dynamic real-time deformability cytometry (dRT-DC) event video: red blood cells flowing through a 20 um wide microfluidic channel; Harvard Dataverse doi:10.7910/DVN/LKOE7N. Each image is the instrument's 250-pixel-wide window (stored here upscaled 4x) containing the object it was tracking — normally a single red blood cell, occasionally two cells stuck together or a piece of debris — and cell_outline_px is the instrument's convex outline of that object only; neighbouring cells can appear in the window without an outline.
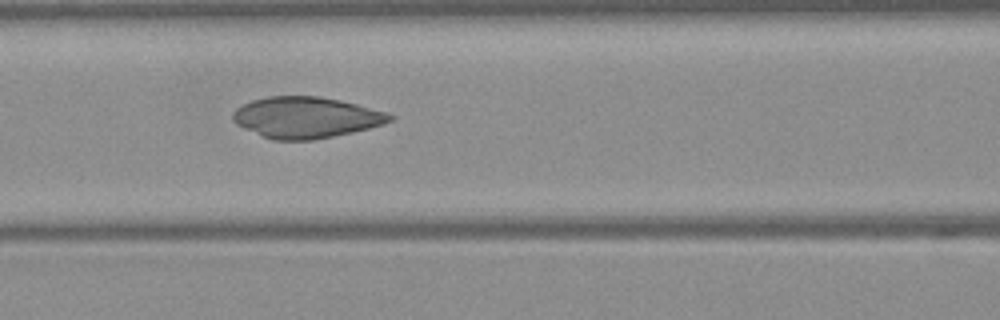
{"species": "Egyptian fruit bat (a non-hibernating species)", "species_latin": "Rousettus aegyptiacus", "temperature_condition": "warm", "stored_images_in_passage": 49, "camera_frame_rate_fps": 3000, "um_per_image_px": 0.085, "frame": {"image": 1, "passage_image": 21, "time_ms": 6.667, "image_size_px": [1000, 320], "cell_outline_px": [[396, 116], [392, 120], [384, 124], [352, 132], [312, 140], [272, 140], [260, 136], [236, 124], [232, 120], [232, 112], [236, 108], [252, 100], [268, 96], [320, 96], [340, 100], [388, 112]], "centroid_in_image_um": [26.0, 9.98], "position_along_channel_um": 140.6, "area_um2": 37.74}}
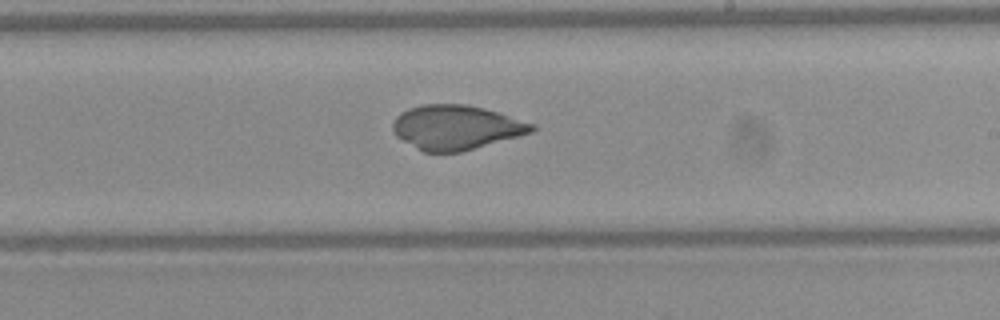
{"frame": {"image": 2, "passage_image": 29, "time_ms": 9.333, "image_size_px": [1000, 320], "cell_outline_px": [[536, 128], [532, 132], [460, 152], [424, 152], [416, 148], [396, 136], [392, 128], [392, 124], [396, 116], [400, 112], [408, 108], [424, 104], [464, 104], [484, 108], [536, 124]], "centroid_in_image_um": [38.74, 10.82], "position_along_channel_um": 250.3, "area_um2": 35.84}}
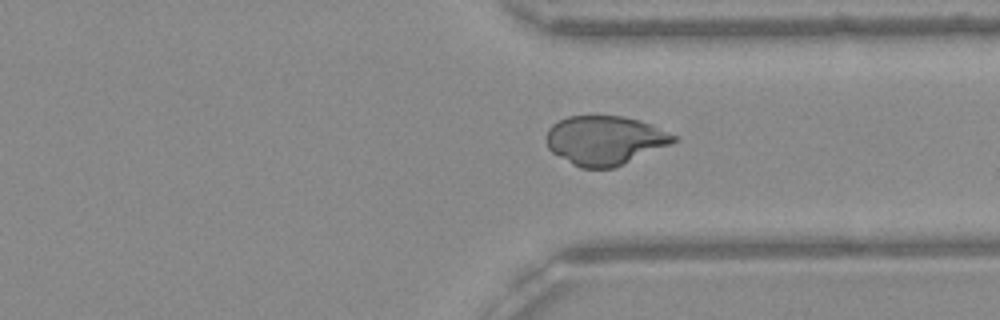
{"frame": {"image": 3, "passage_image": 37, "time_ms": 12.0, "image_size_px": [1000, 320], "cell_outline_px": [[680, 140], [672, 144], [612, 168], [580, 168], [572, 164], [552, 152], [548, 148], [548, 128], [552, 124], [568, 116], [624, 116], [640, 120], [652, 124], [680, 136]], "centroid_in_image_um": [51.48, 11.91], "position_along_channel_um": 359.9, "area_um2": 36.47}}